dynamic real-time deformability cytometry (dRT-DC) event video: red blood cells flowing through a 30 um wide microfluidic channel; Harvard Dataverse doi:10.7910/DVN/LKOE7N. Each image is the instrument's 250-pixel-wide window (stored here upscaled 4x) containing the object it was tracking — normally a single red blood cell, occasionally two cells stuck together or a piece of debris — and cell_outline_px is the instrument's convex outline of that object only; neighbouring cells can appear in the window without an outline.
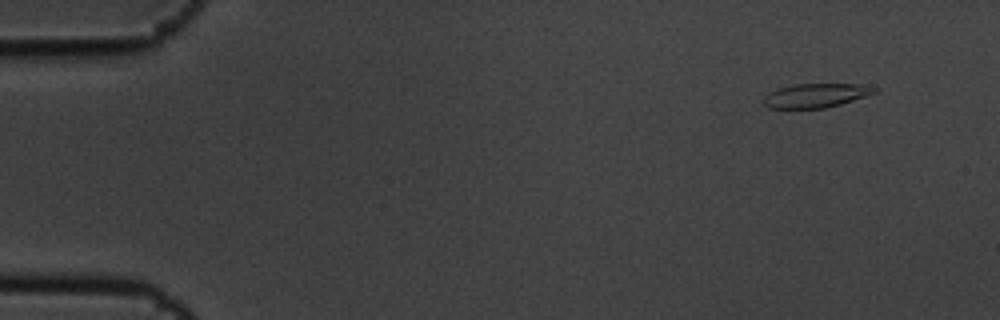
{"species": "common noctule bat (a hibernating species)", "species_latin": "Nyctalus noctula", "temperature_condition": "cold", "stored_images_in_passage": 4, "camera_frame_rate_fps": 3000, "um_per_image_px": 0.085, "animal": {"sex": "male", "body_mass_g": 19.5, "forearm_length_mm": 54.6}, "frame": {"image": 1, "passage_image": 1, "time_ms": 0.0, "image_size_px": [1000, 320], "cell_outline_px": [[880, 88], [876, 92], [840, 104], [824, 108], [768, 108], [764, 104], [764, 96], [768, 92], [780, 88], [796, 84], [860, 84]], "centroid_in_image_um": [69.34, 8.11], "position_along_channel_um": 15.7, "area_um2": 15.37}}
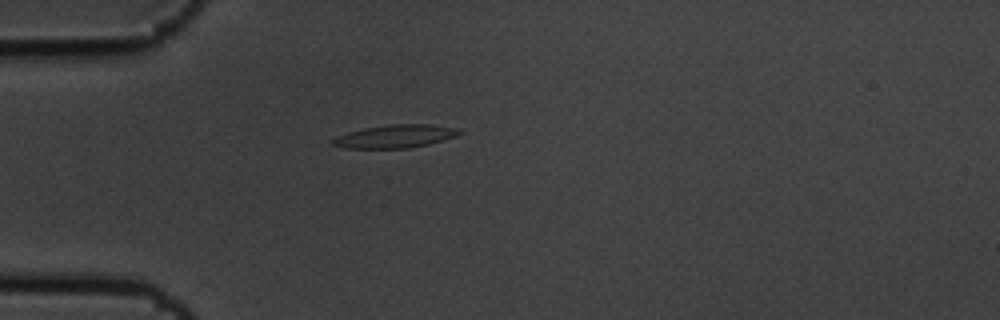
{"frame": {"image": 2, "passage_image": 4, "time_ms": 1.0, "image_size_px": [1000, 320], "cell_outline_px": [[464, 132], [456, 136], [428, 144], [408, 148], [344, 148], [332, 144], [332, 140], [336, 136], [348, 132], [364, 128], [392, 124], [428, 124], [460, 128]], "centroid_in_image_um": [33.62, 11.58], "position_along_channel_um": 51.4, "area_um2": 16.99}}